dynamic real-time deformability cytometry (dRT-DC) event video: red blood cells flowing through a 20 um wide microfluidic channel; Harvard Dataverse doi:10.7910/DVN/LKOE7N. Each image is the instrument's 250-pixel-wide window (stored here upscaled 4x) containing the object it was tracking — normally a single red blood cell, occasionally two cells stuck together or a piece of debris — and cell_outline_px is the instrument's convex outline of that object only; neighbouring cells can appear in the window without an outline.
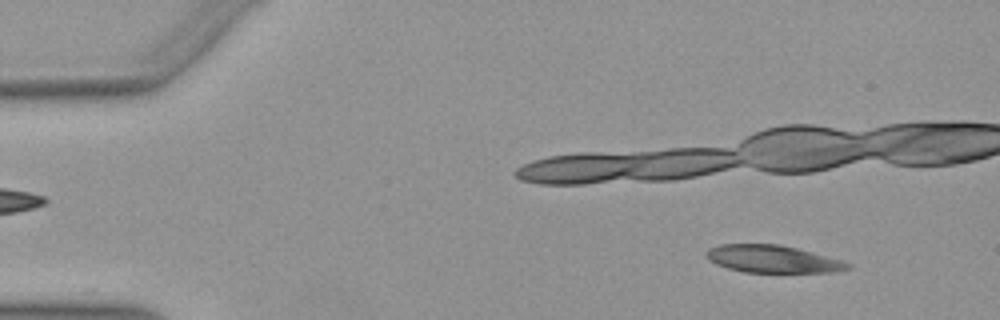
{"species": "Egyptian fruit bat (a non-hibernating species)", "species_latin": "Rousettus aegyptiacus", "temperature_condition": "warm", "stored_images_in_passage": 12, "camera_frame_rate_fps": 3000, "um_per_image_px": 0.085, "animal": {"sex": "female"}, "frame": {"image": 1, "passage_image": 1, "time_ms": 0.0, "image_size_px": [1000, 320], "cell_outline_px": [[852, 268], [832, 272], [744, 272], [728, 268], [716, 264], [708, 260], [704, 256], [704, 252], [708, 248], [720, 244], [780, 244], [844, 260], [852, 264]], "centroid_in_image_um": [65.66, 22.01], "position_along_channel_um": 19.3, "area_um2": 22.83}}